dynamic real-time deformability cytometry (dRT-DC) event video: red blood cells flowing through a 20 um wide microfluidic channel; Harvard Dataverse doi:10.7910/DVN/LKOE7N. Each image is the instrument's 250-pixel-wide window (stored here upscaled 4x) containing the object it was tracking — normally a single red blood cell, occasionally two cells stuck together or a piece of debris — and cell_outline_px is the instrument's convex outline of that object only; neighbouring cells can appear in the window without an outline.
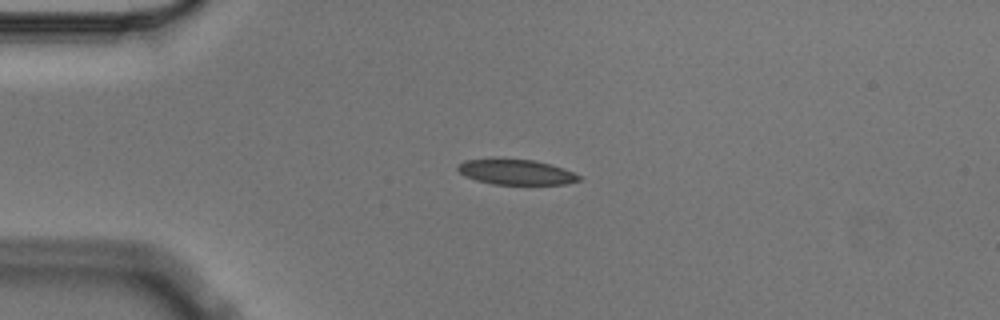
{"species": "Egyptian fruit bat (a non-hibernating species)", "species_latin": "Rousettus aegyptiacus", "temperature_condition": "cold", "stored_images_in_passage": 3, "camera_frame_rate_fps": 3000, "um_per_image_px": 0.085, "animal": {"sex": "male"}, "frame": {"image": 1, "passage_image": 2, "time_ms": 0.333, "image_size_px": [1000, 320], "cell_outline_px": [[580, 180], [564, 184], [492, 184], [476, 180], [464, 176], [456, 168], [464, 160], [492, 156], [536, 160], [552, 164], [564, 168], [580, 176]], "centroid_in_image_um": [43.8, 14.57], "position_along_channel_um": 41.2, "area_um2": 18.5}}